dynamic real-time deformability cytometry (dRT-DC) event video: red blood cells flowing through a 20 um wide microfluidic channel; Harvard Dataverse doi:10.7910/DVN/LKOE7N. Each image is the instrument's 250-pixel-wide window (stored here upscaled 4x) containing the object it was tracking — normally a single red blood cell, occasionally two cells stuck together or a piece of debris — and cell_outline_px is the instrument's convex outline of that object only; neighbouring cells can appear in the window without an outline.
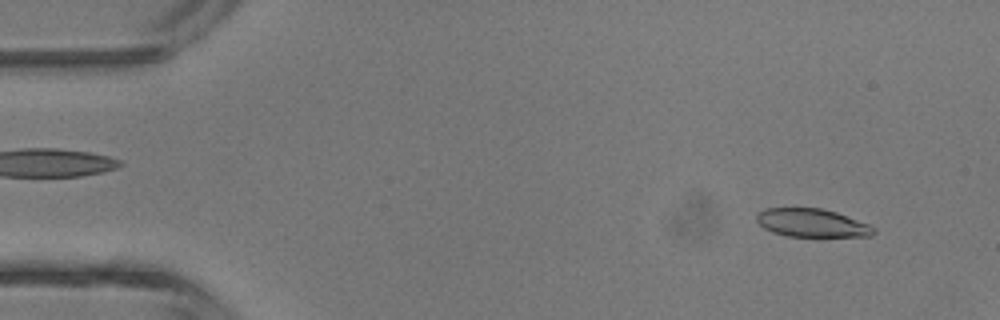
{"species": "common noctule bat (a hibernating species)", "species_latin": "Nyctalus noctula", "temperature_condition": "room temperature", "stored_images_in_passage": 4, "camera_frame_rate_fps": 3000, "um_per_image_px": 0.085, "animal": {"sex": "male", "body_mass_g": 13.3}, "frame": {"image": 1, "passage_image": 4, "time_ms": 4.333, "image_size_px": [1000, 320], "cell_outline_px": [[876, 232], [872, 236], [784, 236], [772, 232], [764, 228], [756, 220], [756, 216], [764, 208], [820, 208], [836, 212], [868, 224], [876, 228]], "centroid_in_image_um": [69.01, 18.95], "position_along_channel_um": 16.0, "area_um2": 19.19}}